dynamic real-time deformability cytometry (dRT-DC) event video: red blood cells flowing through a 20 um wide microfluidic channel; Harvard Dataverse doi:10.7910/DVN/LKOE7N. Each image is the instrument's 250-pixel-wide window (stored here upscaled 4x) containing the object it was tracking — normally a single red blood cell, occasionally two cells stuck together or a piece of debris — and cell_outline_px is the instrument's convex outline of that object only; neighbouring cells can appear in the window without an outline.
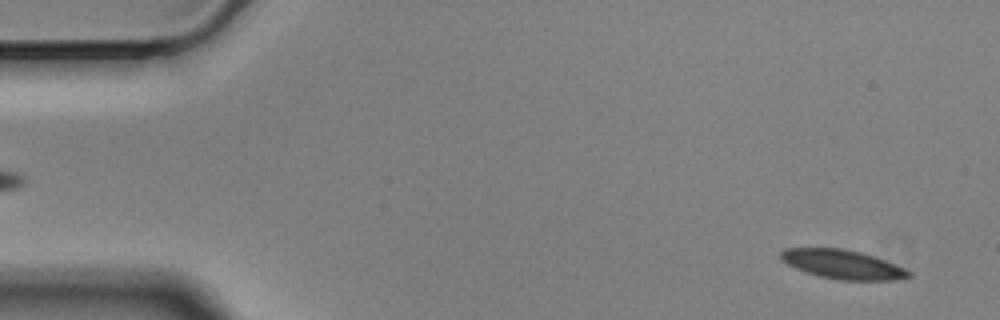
{"species": "Egyptian fruit bat (a non-hibernating species)", "species_latin": "Rousettus aegyptiacus", "temperature_condition": "cold", "stored_images_in_passage": 57, "camera_frame_rate_fps": 3000, "um_per_image_px": 0.085, "animal": {"sex": "male"}, "frame": {"image": 1, "passage_image": 3, "time_ms": 0.667, "image_size_px": [1000, 320], "cell_outline_px": [[912, 276], [896, 280], [840, 280], [820, 276], [796, 268], [780, 260], [780, 252], [784, 248], [844, 248], [860, 252], [884, 260], [904, 268], [912, 272]], "centroid_in_image_um": [71.62, 22.47], "position_along_channel_um": 13.4, "area_um2": 21.5}}
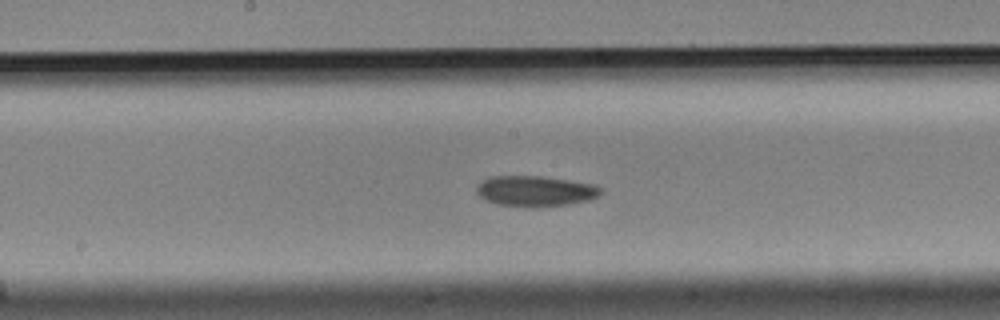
{"frame": {"image": 2, "passage_image": 29, "time_ms": 9.333, "image_size_px": [1000, 320], "cell_outline_px": [[604, 192], [588, 200], [568, 204], [532, 208], [496, 204], [480, 196], [476, 192], [476, 188], [484, 180], [492, 176], [540, 176], [596, 184]], "centroid_in_image_um": [45.52, 16.25], "position_along_channel_um": 202.7, "area_um2": 22.08}}
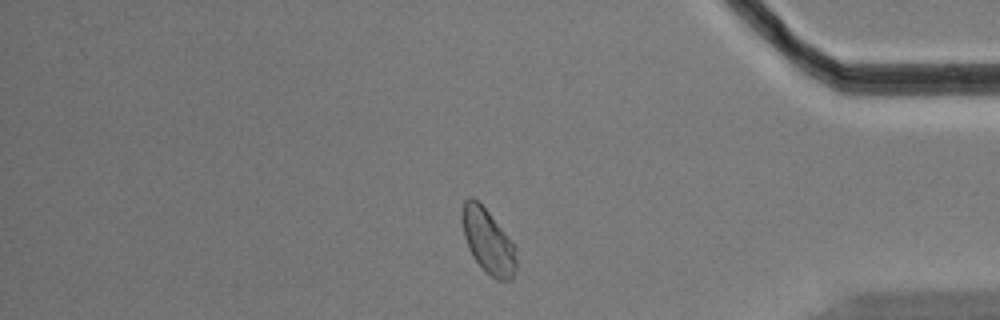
{"frame": {"image": 3, "passage_image": 48, "time_ms": 15.667, "image_size_px": [1000, 320], "cell_outline_px": [[516, 268], [512, 280], [496, 280], [484, 272], [472, 256], [468, 248], [464, 236], [460, 220], [460, 216], [464, 200], [468, 196], [472, 196], [488, 212], [516, 248]], "centroid_in_image_um": [41.44, 20.53], "position_along_channel_um": 393.8, "area_um2": 20.46}, "authors_computed_cell_mechanics": {"area_um2": 21.6172, "velocity_mm_per_s": 3.4544, "shape_relaxation_time_tau1_ms": 4.7113, "shape_relaxation_time_tau2_ms": 10.0868, "deformation_change_tau1": 0.108, "deformation_change_tau2": 0.08}}